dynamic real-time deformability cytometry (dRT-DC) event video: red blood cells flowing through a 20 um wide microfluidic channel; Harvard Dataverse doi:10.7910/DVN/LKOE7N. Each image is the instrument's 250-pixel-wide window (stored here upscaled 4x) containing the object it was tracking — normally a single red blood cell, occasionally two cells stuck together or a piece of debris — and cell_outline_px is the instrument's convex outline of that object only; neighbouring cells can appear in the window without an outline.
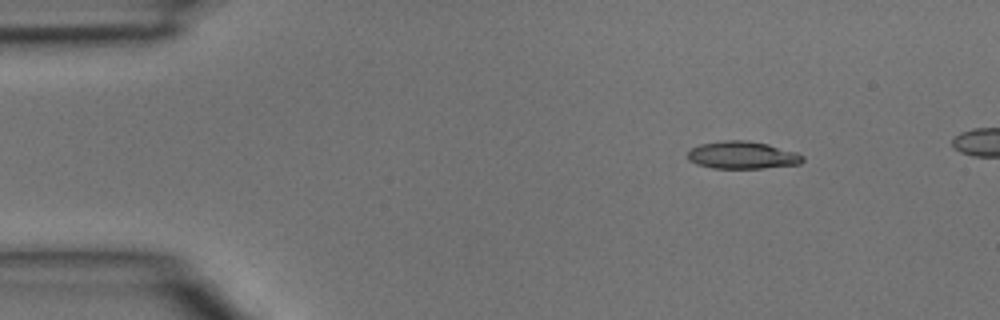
{"species": "common noctule bat (a hibernating species)", "species_latin": "Nyctalus noctula", "temperature_condition": "room temperature", "stored_images_in_passage": 4, "camera_frame_rate_fps": 3000, "um_per_image_px": 0.085, "animal": {"sex": "male", "body_mass_g": 15.6}, "frame": {"image": 1, "passage_image": 1, "time_ms": 0.0, "image_size_px": [1000, 320], "cell_outline_px": [[804, 160], [800, 164], [764, 168], [712, 168], [696, 164], [688, 160], [688, 152], [692, 148], [700, 144], [724, 140], [748, 140], [768, 144], [796, 152], [804, 156]], "centroid_in_image_um": [63.11, 13.18], "position_along_channel_um": 21.9, "area_um2": 18.5}}